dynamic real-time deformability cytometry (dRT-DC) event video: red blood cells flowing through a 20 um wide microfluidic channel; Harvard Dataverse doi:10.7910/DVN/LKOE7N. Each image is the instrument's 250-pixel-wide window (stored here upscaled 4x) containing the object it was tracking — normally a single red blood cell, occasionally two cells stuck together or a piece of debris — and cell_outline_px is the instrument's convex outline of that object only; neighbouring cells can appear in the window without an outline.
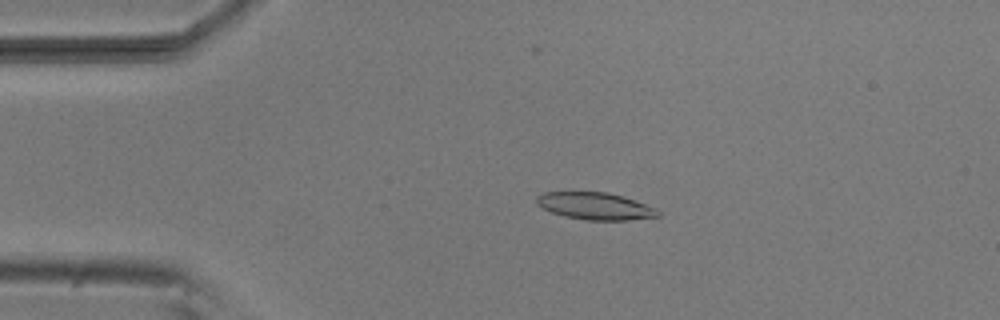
{"species": "common noctule bat (a hibernating species)", "species_latin": "Nyctalus noctula", "temperature_condition": "room temperature", "stored_images_in_passage": 53, "camera_frame_rate_fps": 3000, "um_per_image_px": 0.085, "animal": {"sex": "male", "body_mass_g": 20.5, "forearm_length_mm": 52.5}, "frame": {"image": 1, "passage_image": 11, "time_ms": 3.333, "image_size_px": [1000, 320], "cell_outline_px": [[660, 216], [628, 220], [584, 220], [564, 216], [552, 212], [536, 204], [536, 196], [540, 192], [608, 192], [656, 208], [660, 212]], "centroid_in_image_um": [50.55, 17.52], "position_along_channel_um": 34.4, "area_um2": 19.07}}
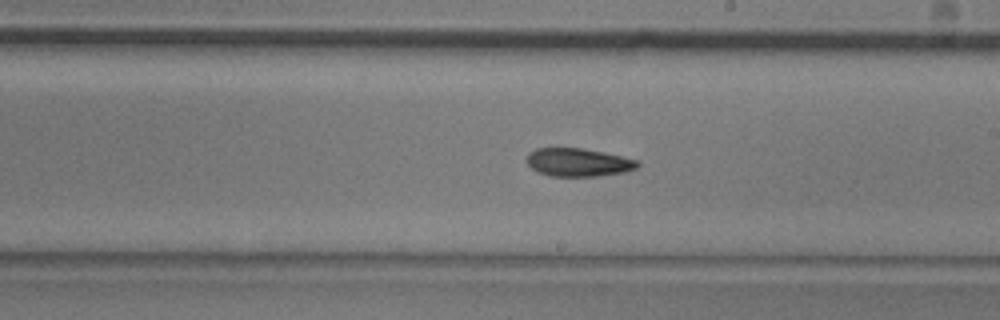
{"frame": {"image": 2, "passage_image": 30, "time_ms": 9.667, "image_size_px": [1000, 320], "cell_outline_px": [[640, 164], [636, 168], [624, 172], [600, 176], [548, 176], [536, 172], [528, 164], [528, 152], [536, 148], [580, 148], [640, 160]], "centroid_in_image_um": [49.14, 13.81], "position_along_channel_um": 239.9, "area_um2": 18.15}}
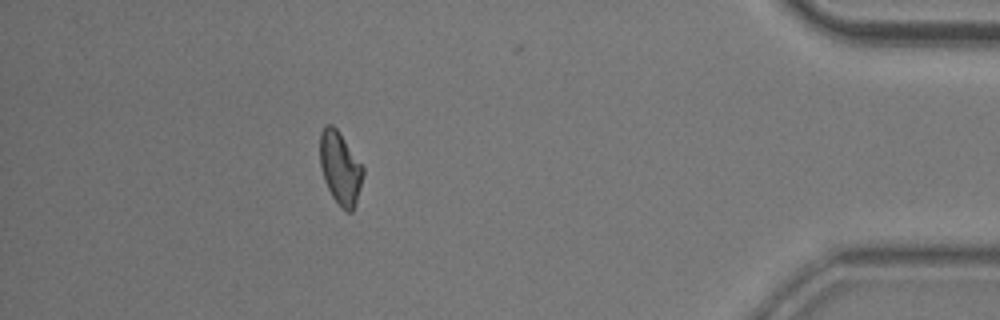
{"frame": {"image": 3, "passage_image": 47, "time_ms": 15.333, "image_size_px": [1000, 320], "cell_outline_px": [[364, 172], [356, 200], [352, 212], [348, 212], [332, 196], [324, 180], [320, 168], [320, 132], [328, 124], [332, 124], [336, 128], [364, 168]], "centroid_in_image_um": [28.89, 14.26], "position_along_channel_um": 406.3, "area_um2": 17.74}, "authors_computed_cell_mechanics": {"area_um2": 18.785, "velocity_mm_per_s": 3.8198, "shape_relaxation_time_tau1_ms": 10.1049, "shape_relaxation_time_tau2_ms": 3.5981, "deformation_change_tau1": 0.2202, "deformation_change_tau2": 0.099}}